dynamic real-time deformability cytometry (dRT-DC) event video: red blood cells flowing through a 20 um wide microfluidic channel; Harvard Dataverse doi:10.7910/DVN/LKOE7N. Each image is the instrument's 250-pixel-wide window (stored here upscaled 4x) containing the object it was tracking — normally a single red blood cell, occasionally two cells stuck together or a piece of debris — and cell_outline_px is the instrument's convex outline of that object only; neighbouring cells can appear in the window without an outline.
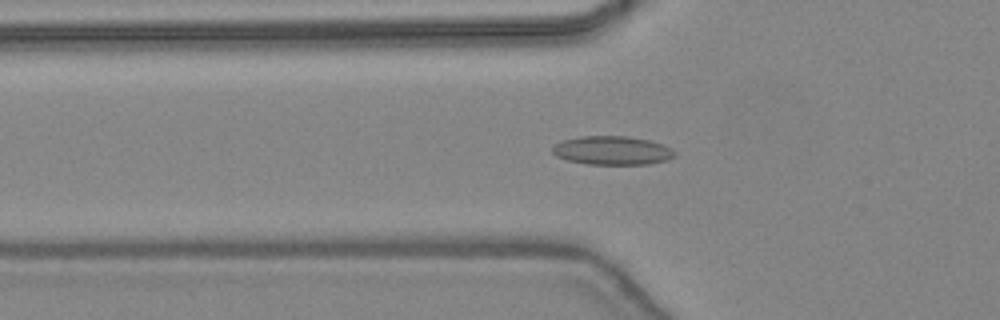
{"species": "common noctule bat (a hibernating species)", "species_latin": "Nyctalus noctula", "temperature_condition": "warm", "stored_images_in_passage": 41, "camera_frame_rate_fps": 3000, "um_per_image_px": 0.085, "animal": {"sex": "female", "body_mass_g": 24.6, "forearm_length_mm": 56.2}, "frame": {"image": 1, "passage_image": 10, "time_ms": 3.0, "image_size_px": [1000, 320], "cell_outline_px": [[676, 156], [668, 160], [648, 164], [588, 164], [568, 160], [556, 156], [552, 152], [552, 144], [564, 140], [580, 136], [628, 136], [648, 140], [664, 144], [672, 148], [676, 152]], "centroid_in_image_um": [52.06, 12.78], "position_along_channel_um": 73.7, "area_um2": 20.63}}
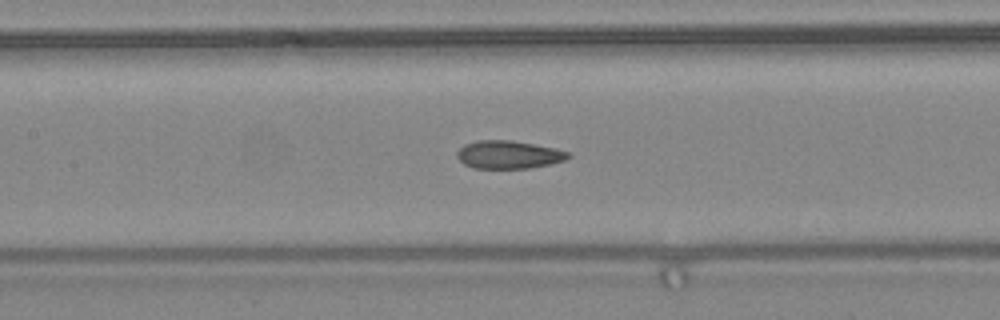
{"frame": {"image": 2, "passage_image": 16, "time_ms": 5.0, "image_size_px": [1000, 320], "cell_outline_px": [[572, 156], [564, 160], [548, 164], [528, 168], [472, 168], [464, 164], [456, 156], [456, 152], [464, 144], [476, 140], [512, 140], [556, 148], [568, 152]], "centroid_in_image_um": [43.2, 13.13], "position_along_channel_um": 164.2, "area_um2": 18.15}}
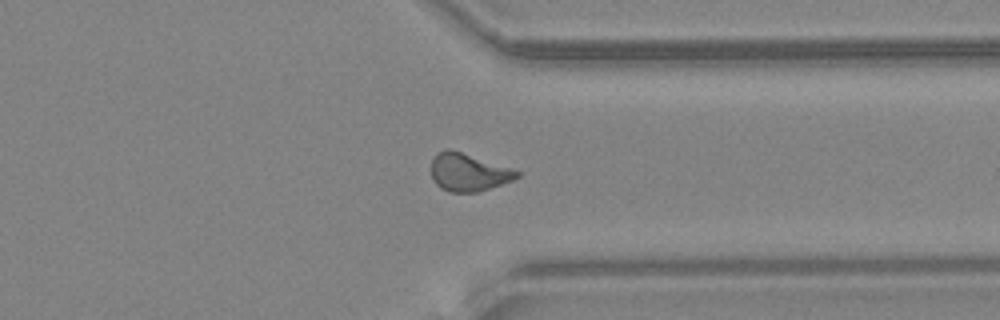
{"frame": {"image": 3, "passage_image": 30, "time_ms": 9.667, "image_size_px": [1000, 320], "cell_outline_px": [[520, 176], [512, 180], [476, 192], [448, 192], [440, 188], [432, 180], [432, 160], [440, 152], [448, 148], [512, 168], [520, 172]], "centroid_in_image_um": [39.8, 14.65], "position_along_channel_um": 371.6, "area_um2": 18.55}, "authors_computed_cell_mechanics": {"area_um2": 18.7272, "velocity_mm_per_s": 4.4639, "shape_relaxation_time_tau1_ms": null, "shape_relaxation_time_tau2_ms": 1.5356, "deformation_change_tau1": null, "deformation_change_tau2": 0.0707}}